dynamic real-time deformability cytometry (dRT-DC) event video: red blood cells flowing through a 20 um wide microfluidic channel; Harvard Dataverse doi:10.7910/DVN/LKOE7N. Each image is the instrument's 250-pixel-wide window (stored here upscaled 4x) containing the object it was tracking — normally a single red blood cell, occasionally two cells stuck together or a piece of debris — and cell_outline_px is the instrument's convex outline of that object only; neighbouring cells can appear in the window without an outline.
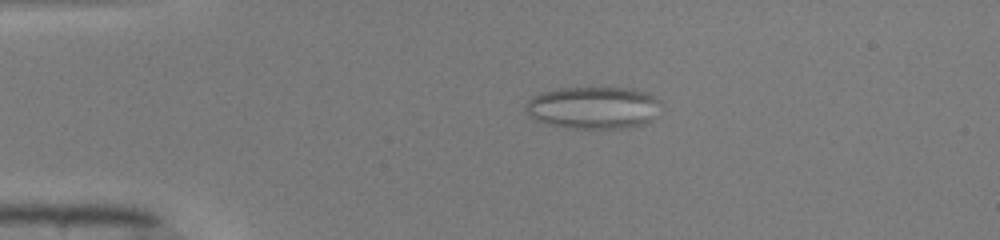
{"species": "common noctule bat (a hibernating species)", "species_latin": "Nyctalus noctula", "temperature_condition": "warm", "stored_images_in_passage": 51, "camera_frame_rate_fps": 3000, "um_per_image_px": 0.085, "animal": {"sex": "male", "body_mass_g": 19.0, "forearm_length_mm": 50.8}, "frame": {"image": 1, "passage_image": 11, "time_ms": 3.333, "image_size_px": [1000, 240], "cell_outline_px": [[660, 116], [644, 124], [628, 128], [568, 128], [548, 124], [536, 120], [524, 108], [524, 104], [532, 96], [544, 92], [560, 88], [628, 88], [648, 92], [660, 100]], "centroid_in_image_um": [50.5, 9.16], "position_along_channel_um": 34.5, "area_um2": 33.7}}
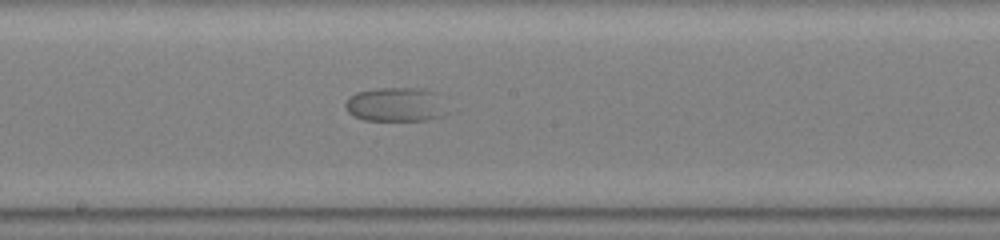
{"frame": {"image": 2, "passage_image": 28, "time_ms": 9.0, "image_size_px": [1000, 240], "cell_outline_px": [[444, 116], [428, 120], [364, 120], [352, 116], [348, 112], [344, 104], [348, 96], [356, 92], [380, 88], [420, 88], [432, 92]], "centroid_in_image_um": [33.46, 8.9], "position_along_channel_um": 214.7, "area_um2": 19.59}}
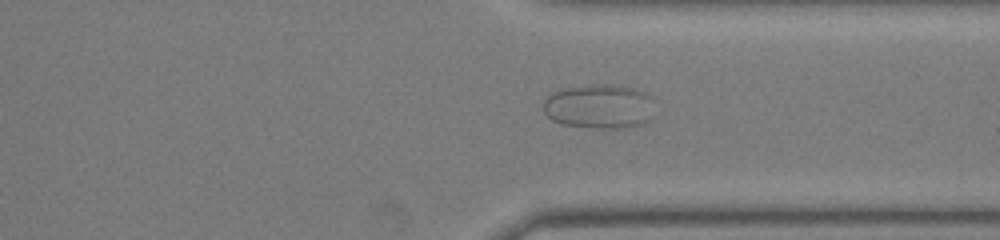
{"frame": {"image": 3, "passage_image": 39, "time_ms": 12.667, "image_size_px": [1000, 240], "cell_outline_px": [[652, 120], [644, 124], [620, 128], [600, 128], [560, 124], [552, 120], [544, 112], [544, 100], [548, 96], [556, 92], [568, 88], [592, 84], [612, 84], [636, 88], [648, 92]], "centroid_in_image_um": [50.95, 9.05], "position_along_channel_um": 360.4, "area_um2": 28.67}}